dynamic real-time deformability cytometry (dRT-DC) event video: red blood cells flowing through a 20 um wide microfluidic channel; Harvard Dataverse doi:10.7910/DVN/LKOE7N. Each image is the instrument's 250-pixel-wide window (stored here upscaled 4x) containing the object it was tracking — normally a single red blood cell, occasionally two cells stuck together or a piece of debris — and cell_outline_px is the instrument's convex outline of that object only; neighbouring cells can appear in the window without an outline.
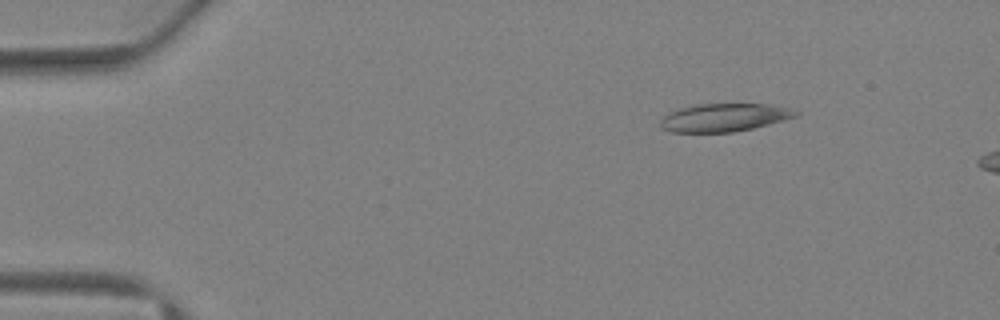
{"species": "Egyptian fruit bat (a non-hibernating species)", "species_latin": "Rousettus aegyptiacus", "temperature_condition": "warm", "stored_images_in_passage": 13, "camera_frame_rate_fps": 3000, "um_per_image_px": 0.085, "animal": {"sex": "female"}, "frame": {"image": 1, "passage_image": 6, "time_ms": 1.667, "image_size_px": [1000, 320], "cell_outline_px": [[800, 112], [796, 116], [768, 124], [752, 128], [732, 132], [672, 132], [660, 128], [660, 120], [668, 112], [680, 108], [696, 104], [768, 104], [792, 108]], "centroid_in_image_um": [61.53, 9.98], "position_along_channel_um": 23.5, "area_um2": 22.08}}